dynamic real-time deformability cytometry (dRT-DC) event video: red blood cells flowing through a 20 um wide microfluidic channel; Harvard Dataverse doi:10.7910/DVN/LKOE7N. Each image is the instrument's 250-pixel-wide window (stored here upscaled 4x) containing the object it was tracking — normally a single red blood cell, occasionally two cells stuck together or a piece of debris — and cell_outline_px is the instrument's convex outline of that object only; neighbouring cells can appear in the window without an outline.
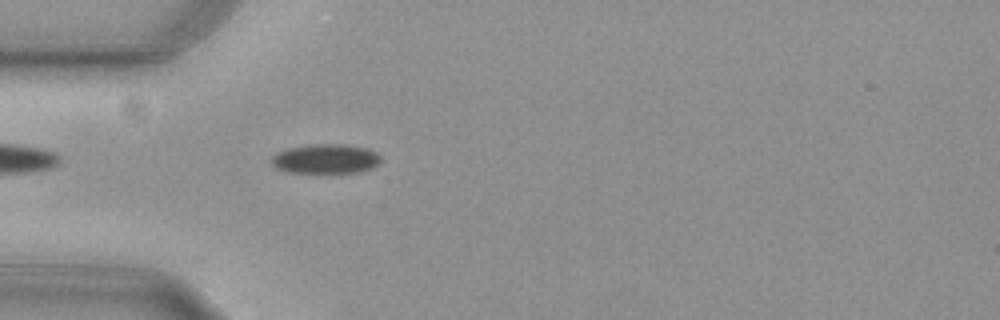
{"species": "common noctule bat (a hibernating species)", "species_latin": "Nyctalus noctula", "temperature_condition": "cold", "stored_images_in_passage": 43, "camera_frame_rate_fps": 3000, "um_per_image_px": 0.085, "animal": {"sex": "female", "body_mass_g": 29.2, "forearm_length_mm": 56.3}, "frame": {"image": 1, "passage_image": 4, "time_ms": 1.0, "image_size_px": [1000, 320], "cell_outline_px": [[380, 164], [372, 168], [356, 172], [288, 172], [276, 168], [268, 160], [276, 152], [288, 148], [312, 144], [344, 144], [368, 148], [376, 152], [380, 156]], "centroid_in_image_um": [27.66, 13.49], "position_along_channel_um": 57.3, "area_um2": 18.9}}
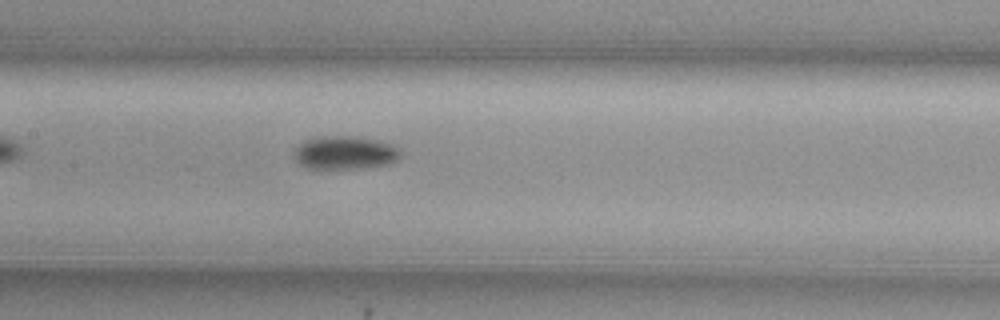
{"frame": {"image": 2, "passage_image": 14, "time_ms": 4.333, "image_size_px": [1000, 320], "cell_outline_px": [[404, 152], [400, 160], [388, 164], [360, 168], [308, 168], [300, 164], [296, 160], [292, 152], [300, 144], [308, 140], [324, 136], [356, 136], [380, 140], [392, 144], [400, 148]], "centroid_in_image_um": [29.41, 12.97], "position_along_channel_um": 178.0, "area_um2": 20.87}}
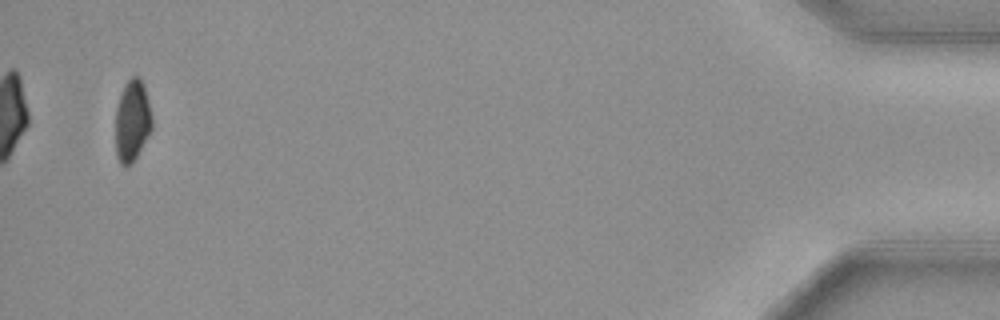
{"frame": {"image": 3, "passage_image": 41, "time_ms": 13.333, "image_size_px": [1000, 320], "cell_outline_px": [[152, 128], [132, 164], [120, 164], [116, 156], [116, 108], [124, 84], [132, 76], [136, 76], [144, 84], [152, 116]], "centroid_in_image_um": [11.24, 10.25], "position_along_channel_um": 424.0, "area_um2": 17.17}}